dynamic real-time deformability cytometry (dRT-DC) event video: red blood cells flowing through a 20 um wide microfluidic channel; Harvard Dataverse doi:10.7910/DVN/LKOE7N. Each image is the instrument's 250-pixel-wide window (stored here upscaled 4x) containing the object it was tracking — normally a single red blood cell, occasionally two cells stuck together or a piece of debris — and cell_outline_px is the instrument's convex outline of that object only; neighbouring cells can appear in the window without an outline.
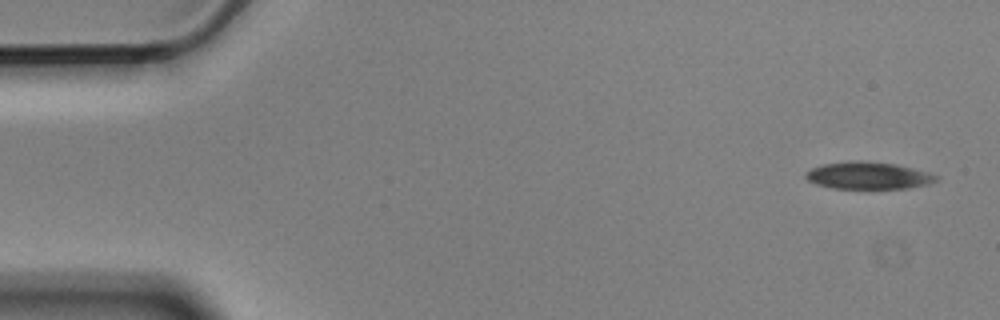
{"species": "Egyptian fruit bat (a non-hibernating species)", "species_latin": "Rousettus aegyptiacus", "temperature_condition": "cold", "stored_images_in_passage": 8, "camera_frame_rate_fps": 3000, "um_per_image_px": 0.085, "animal": {"sex": "male"}, "frame": {"image": 1, "passage_image": 1, "time_ms": 0.0, "image_size_px": [1000, 320], "cell_outline_px": [[940, 176], [936, 180], [928, 184], [908, 188], [832, 188], [816, 184], [808, 180], [804, 176], [804, 172], [812, 168], [824, 164], [848, 160], [860, 160], [896, 164], [928, 172]], "centroid_in_image_um": [73.78, 14.91], "position_along_channel_um": 11.2, "area_um2": 20.69}}
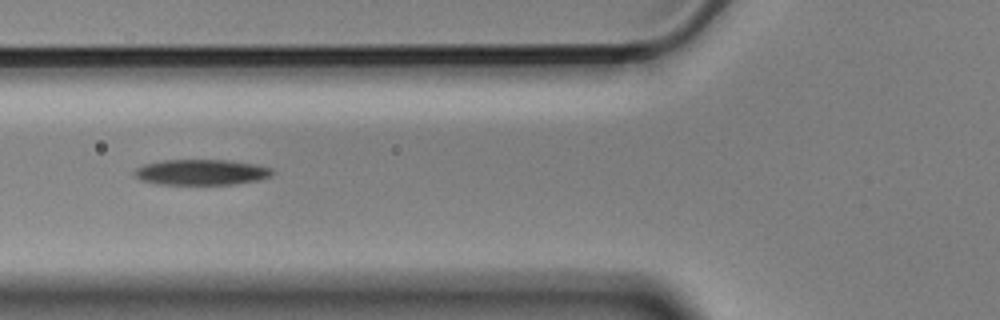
{"frame": {"image": 2, "passage_image": 6, "time_ms": 1.667, "image_size_px": [1000, 320], "cell_outline_px": [[276, 172], [272, 176], [260, 180], [232, 184], [156, 184], [140, 180], [132, 172], [136, 168], [144, 164], [164, 160], [228, 160], [256, 164], [272, 168]], "centroid_in_image_um": [17.14, 14.64], "position_along_channel_um": 108.7, "area_um2": 20.75}}
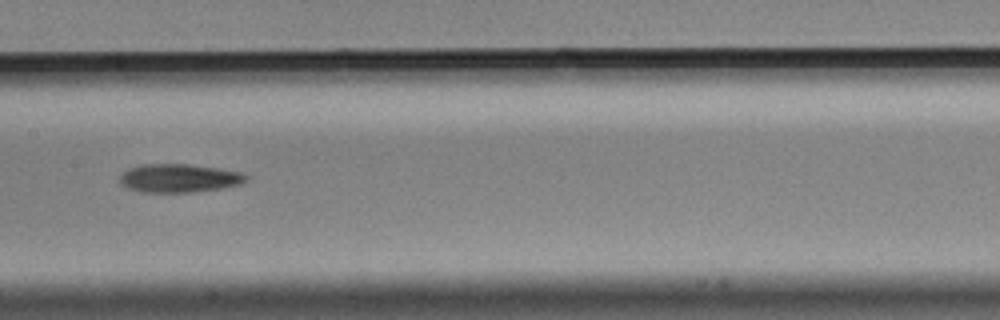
{"frame": {"image": 3, "passage_image": 8, "time_ms": 2.333, "image_size_px": [1000, 320], "cell_outline_px": [[248, 180], [240, 184], [220, 188], [192, 192], [140, 192], [128, 188], [120, 184], [120, 176], [128, 168], [144, 164], [188, 164], [216, 168], [240, 172], [248, 176]], "centroid_in_image_um": [15.2, 15.14], "position_along_channel_um": 192.2, "area_um2": 20.81}}